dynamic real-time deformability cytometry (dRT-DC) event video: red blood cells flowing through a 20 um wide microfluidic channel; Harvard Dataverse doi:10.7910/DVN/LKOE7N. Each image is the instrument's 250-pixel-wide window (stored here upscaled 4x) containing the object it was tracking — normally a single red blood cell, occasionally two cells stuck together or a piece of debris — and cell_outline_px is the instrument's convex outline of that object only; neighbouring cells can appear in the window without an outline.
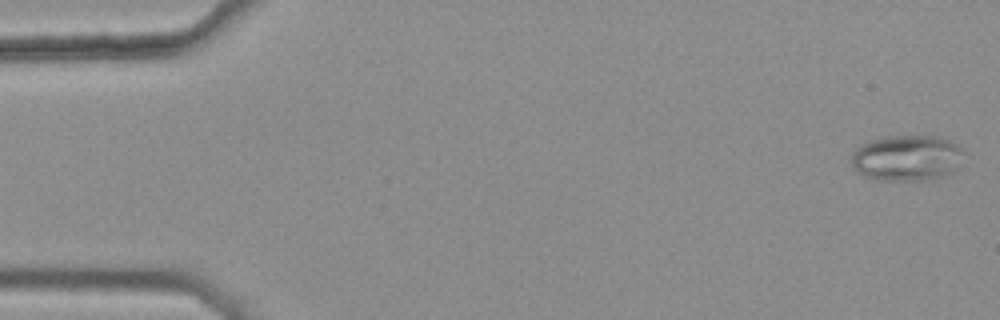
{"species": "common noctule bat (a hibernating species)", "species_latin": "Nyctalus noctula", "temperature_condition": "warm", "stored_images_in_passage": 46, "camera_frame_rate_fps": 3000, "um_per_image_px": 0.085, "animal": {"sex": "female", "body_mass_g": 25.1}, "frame": {"image": 1, "passage_image": 1, "time_ms": 0.0, "image_size_px": [1000, 320], "cell_outline_px": [[964, 152], [956, 168], [940, 176], [924, 180], [876, 180], [864, 176], [852, 164], [852, 152], [860, 144], [868, 140], [888, 136], [936, 136], [948, 140], [964, 148]], "centroid_in_image_um": [77.05, 13.4], "position_along_channel_um": 7.9, "area_um2": 29.82}}
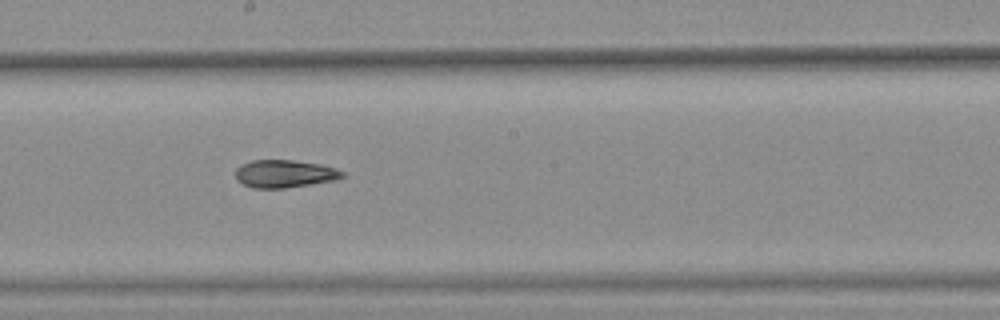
{"frame": {"image": 2, "passage_image": 29, "time_ms": 9.333, "image_size_px": [1000, 320], "cell_outline_px": [[344, 176], [336, 180], [312, 184], [284, 188], [252, 188], [236, 180], [236, 168], [252, 160], [292, 160], [320, 164], [336, 168], [344, 172]], "centroid_in_image_um": [24.2, 14.77], "position_along_channel_um": 224.0, "area_um2": 17.22}}
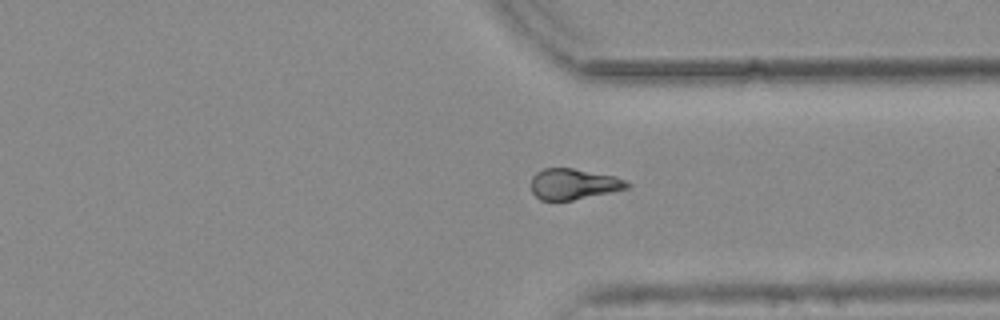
{"frame": {"image": 3, "passage_image": 40, "time_ms": 13.0, "image_size_px": [1000, 320], "cell_outline_px": [[632, 184], [628, 188], [572, 200], [540, 200], [532, 192], [532, 176], [536, 172], [544, 168], [572, 168], [616, 176]], "centroid_in_image_um": [48.75, 15.63], "position_along_channel_um": 362.7, "area_um2": 17.11}}